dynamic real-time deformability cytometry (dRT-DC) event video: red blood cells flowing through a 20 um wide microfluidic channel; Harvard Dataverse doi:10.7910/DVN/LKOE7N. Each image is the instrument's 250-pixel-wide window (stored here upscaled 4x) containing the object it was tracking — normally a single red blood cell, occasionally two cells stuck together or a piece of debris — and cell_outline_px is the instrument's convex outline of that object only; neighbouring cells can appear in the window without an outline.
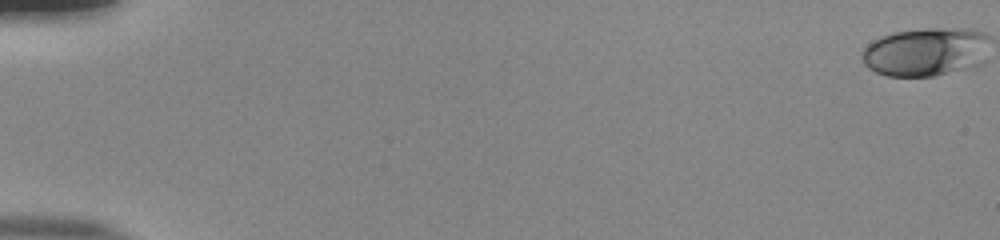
{"species": "human", "species_latin": "Homo sapiens", "temperature_condition": "room temperature", "stored_images_in_passage": 56, "camera_frame_rate_fps": 3000, "um_per_image_px": 0.085, "donor": {"sex": "male"}, "frame": {"image": 1, "passage_image": 1, "time_ms": 0.0, "image_size_px": [1000, 240], "cell_outline_px": [[984, 36], [944, 72], [932, 76], [888, 76], [876, 72], [868, 68], [864, 64], [864, 48], [868, 44], [884, 36], [896, 32], [928, 28], [940, 28], [980, 32]], "centroid_in_image_um": [78.1, 4.37], "position_along_channel_um": 6.9, "area_um2": 30.63}}
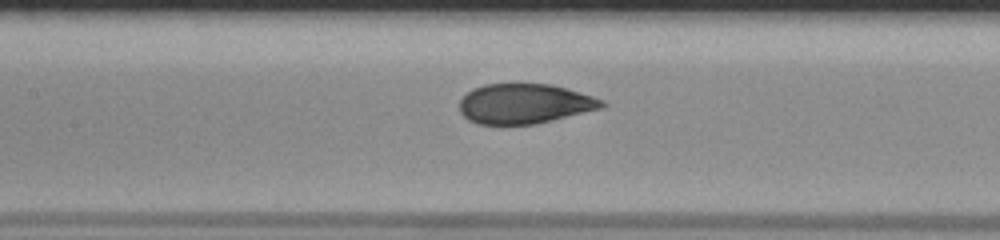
{"frame": {"image": 2, "passage_image": 28, "time_ms": 9.0, "image_size_px": [1000, 240], "cell_outline_px": [[608, 104], [604, 108], [536, 124], [480, 124], [468, 120], [460, 112], [460, 100], [472, 88], [484, 84], [552, 84], [568, 88], [604, 100]], "centroid_in_image_um": [44.63, 8.81], "position_along_channel_um": 162.8, "area_um2": 33.29}}
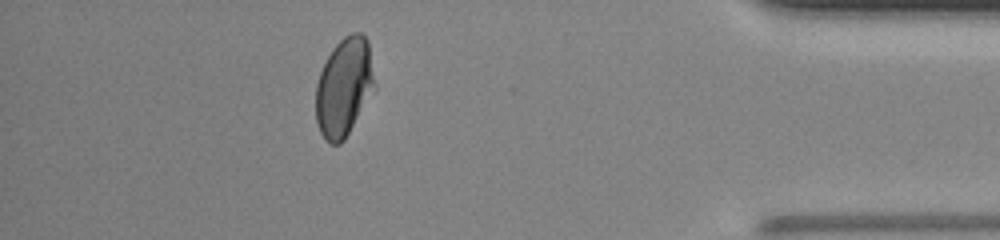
{"frame": {"image": 3, "passage_image": 50, "time_ms": 16.333, "image_size_px": [1000, 240], "cell_outline_px": [[372, 80], [352, 124], [344, 140], [340, 144], [328, 144], [324, 140], [320, 132], [316, 120], [316, 84], [320, 72], [332, 48], [344, 36], [352, 32], [360, 32], [368, 40], [372, 76]], "centroid_in_image_um": [29.13, 7.37], "position_along_channel_um": 406.1, "area_um2": 31.96}, "authors_computed_cell_mechanics": {"area_um2": 33.3217, "velocity_mm_per_s": 3.8338, "shape_relaxation_time_tau1_ms": 5.598, "shape_relaxation_time_tau2_ms": null, "deformation_change_tau1": 0.1748, "deformation_change_tau2": null}}